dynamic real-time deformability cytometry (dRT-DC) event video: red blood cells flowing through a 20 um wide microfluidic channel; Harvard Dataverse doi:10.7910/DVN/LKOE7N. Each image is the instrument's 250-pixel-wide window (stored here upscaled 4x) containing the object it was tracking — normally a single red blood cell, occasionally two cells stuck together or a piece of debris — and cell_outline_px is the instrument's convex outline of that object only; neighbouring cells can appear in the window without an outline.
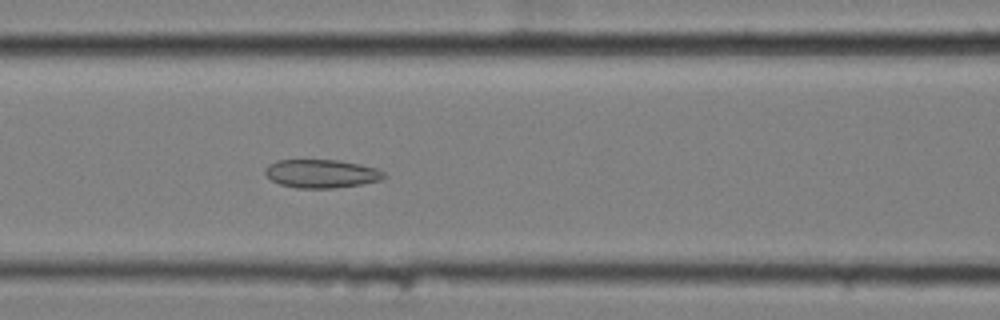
{"species": "common noctule bat (a hibernating species)", "species_latin": "Nyctalus noctula", "temperature_condition": "cold", "stored_images_in_passage": 8, "segment_of_instrument_passage": [1, 2], "camera_frame_rate_fps": 3000, "um_per_image_px": 0.085, "animal": {"sex": "female", "body_mass_g": 25.1}, "frame": {"image": 1, "passage_image": 7, "time_ms": 2.0, "image_size_px": [1000, 320], "cell_outline_px": [[388, 176], [380, 180], [360, 184], [332, 188], [296, 188], [280, 184], [272, 180], [264, 172], [264, 168], [268, 164], [276, 160], [336, 160], [360, 164], [376, 168], [384, 172]], "centroid_in_image_um": [27.31, 14.75], "position_along_channel_um": 139.3, "area_um2": 19.65}}